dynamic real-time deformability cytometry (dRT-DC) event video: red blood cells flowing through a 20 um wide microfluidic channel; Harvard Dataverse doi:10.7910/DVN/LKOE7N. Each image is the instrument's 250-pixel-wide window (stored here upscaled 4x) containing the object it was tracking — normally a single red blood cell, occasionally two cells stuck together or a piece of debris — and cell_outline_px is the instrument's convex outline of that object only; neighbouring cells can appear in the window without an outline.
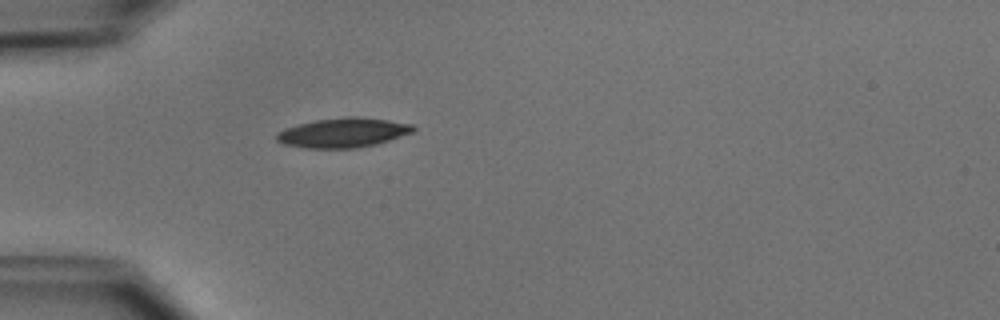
{"species": "common noctule bat (a hibernating species)", "species_latin": "Nyctalus noctula", "temperature_condition": "cold", "stored_images_in_passage": 8, "camera_frame_rate_fps": 3000, "um_per_image_px": 0.085, "animal": {"sex": "male", "body_mass_g": 15.6}, "frame": {"image": 1, "passage_image": 1, "time_ms": 0.0, "image_size_px": [1000, 320], "cell_outline_px": [[416, 128], [412, 132], [376, 144], [356, 148], [304, 148], [284, 144], [276, 140], [276, 132], [284, 128], [316, 120], [344, 116], [356, 116], [388, 120], [412, 124]], "centroid_in_image_um": [29.13, 11.27], "position_along_channel_um": 55.9, "area_um2": 23.47}}
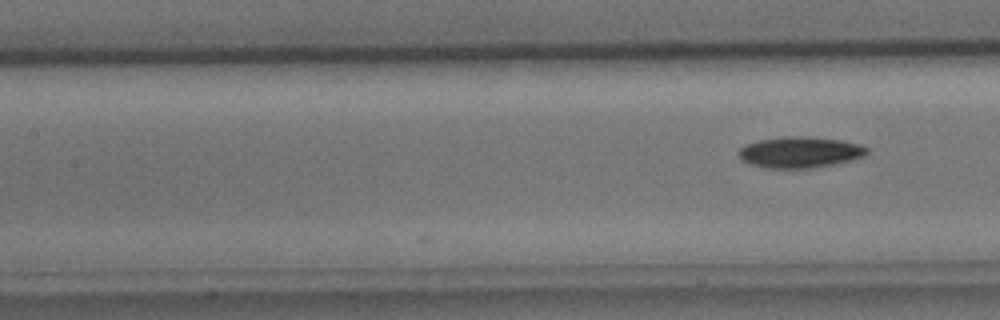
{"frame": {"image": 2, "passage_image": 8, "time_ms": 2.333, "image_size_px": [1000, 320], "cell_outline_px": [[868, 152], [864, 156], [836, 164], [816, 168], [768, 168], [748, 164], [740, 160], [736, 152], [744, 144], [760, 140], [788, 136], [804, 136], [840, 140], [860, 144], [868, 148]], "centroid_in_image_um": [67.96, 12.95], "position_along_channel_um": 139.4, "area_um2": 23.47}}